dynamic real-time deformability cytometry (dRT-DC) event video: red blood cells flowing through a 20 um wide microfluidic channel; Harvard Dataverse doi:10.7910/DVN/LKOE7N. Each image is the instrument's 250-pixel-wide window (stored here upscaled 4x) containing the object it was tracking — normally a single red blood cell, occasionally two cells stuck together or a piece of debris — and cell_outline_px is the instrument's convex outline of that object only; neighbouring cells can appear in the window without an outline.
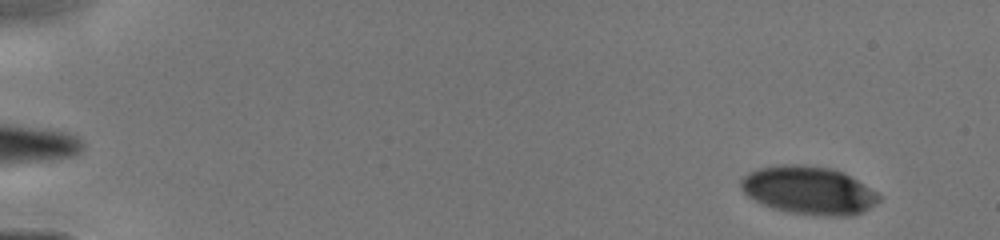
{"species": "human", "species_latin": "Homo sapiens", "temperature_condition": "cold", "stored_images_in_passage": 48, "camera_frame_rate_fps": 3000, "um_per_image_px": 0.085, "donor": {"sex": "male"}, "frame": {"image": 1, "passage_image": 6, "time_ms": 1.0, "image_size_px": [1000, 240], "cell_outline_px": [[880, 200], [864, 212], [852, 216], [812, 216], [788, 212], [772, 208], [748, 196], [740, 188], [740, 180], [748, 172], [760, 168], [780, 164], [800, 164], [832, 168], [844, 172], [876, 192], [880, 196]], "centroid_in_image_um": [68.74, 16.18], "position_along_channel_um": 16.3, "area_um2": 38.9}}
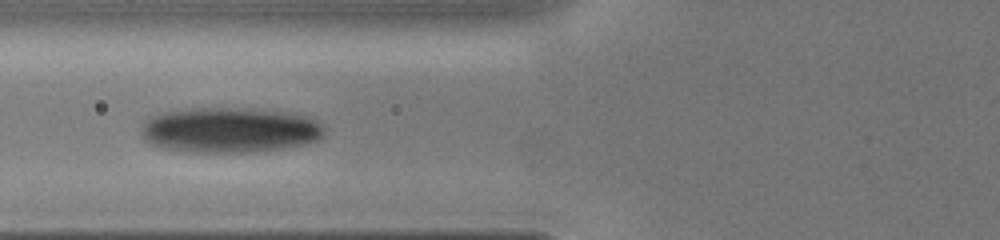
{"frame": {"image": 2, "passage_image": 30, "time_ms": 6.333, "image_size_px": [1000, 240], "cell_outline_px": [[324, 136], [320, 140], [308, 144], [284, 148], [256, 152], [192, 152], [164, 148], [152, 144], [144, 136], [144, 120], [148, 116], [160, 112], [192, 108], [248, 108], [296, 112], [312, 116], [324, 124]], "centroid_in_image_um": [19.66, 11.03], "position_along_channel_um": 106.1, "area_um2": 49.19}}
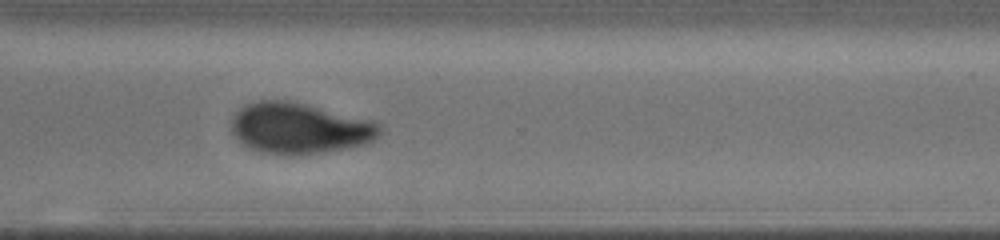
{"frame": {"image": 3, "passage_image": 47, "time_ms": 11.667, "image_size_px": [1000, 240], "cell_outline_px": [[380, 132], [368, 144], [348, 148], [292, 156], [288, 156], [264, 152], [248, 148], [240, 144], [236, 140], [232, 132], [232, 120], [236, 112], [244, 104], [260, 100], [292, 100], [372, 120], [380, 124]], "centroid_in_image_um": [25.42, 10.9], "position_along_channel_um": 345.2, "area_um2": 44.45}}